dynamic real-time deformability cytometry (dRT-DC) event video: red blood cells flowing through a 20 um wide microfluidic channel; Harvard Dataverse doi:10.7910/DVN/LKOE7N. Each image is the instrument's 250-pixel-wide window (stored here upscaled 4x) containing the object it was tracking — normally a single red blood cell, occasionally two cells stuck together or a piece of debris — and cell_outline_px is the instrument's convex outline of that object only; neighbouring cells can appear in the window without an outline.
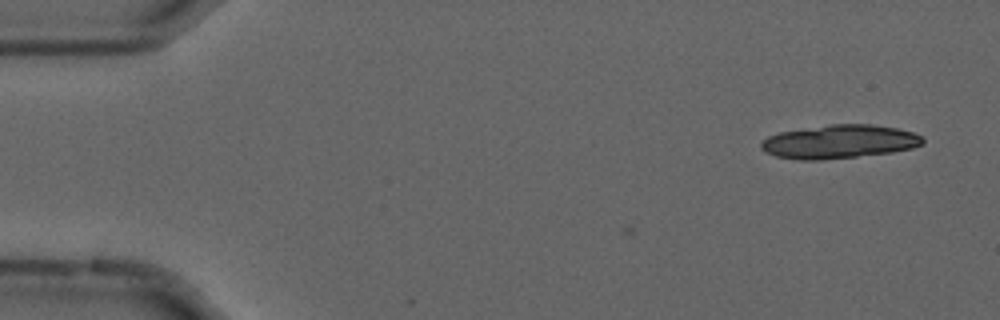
{"species": "common noctule bat (a hibernating species)", "species_latin": "Nyctalus noctula", "temperature_condition": "cold", "stored_images_in_passage": 4, "camera_frame_rate_fps": 3000, "um_per_image_px": 0.085, "animal": {"sex": "male", "forearm_length_mm": 52.5}, "frame": {"image": 1, "passage_image": 1, "time_ms": 0.0, "image_size_px": [1000, 320], "cell_outline_px": [[924, 144], [912, 148], [892, 152], [820, 160], [800, 160], [776, 156], [764, 152], [760, 148], [760, 144], [768, 136], [780, 132], [832, 124], [872, 124], [896, 128], [912, 132], [920, 136], [924, 140]], "centroid_in_image_um": [71.33, 12.04], "position_along_channel_um": 13.7, "area_um2": 31.44}}